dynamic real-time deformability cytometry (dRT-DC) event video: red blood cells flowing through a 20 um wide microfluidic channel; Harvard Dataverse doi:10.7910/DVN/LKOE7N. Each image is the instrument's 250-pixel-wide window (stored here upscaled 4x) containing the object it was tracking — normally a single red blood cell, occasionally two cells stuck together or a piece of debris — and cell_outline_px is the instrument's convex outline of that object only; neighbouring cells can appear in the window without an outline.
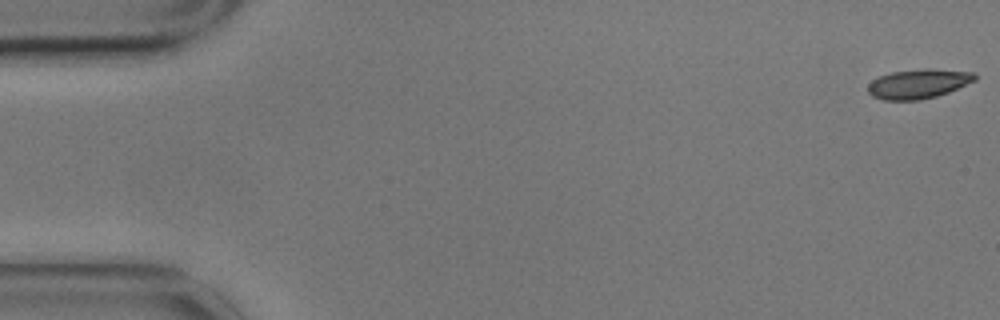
{"species": "common noctule bat (a hibernating species)", "species_latin": "Nyctalus noctula", "temperature_condition": "cold", "stored_images_in_passage": 57, "camera_frame_rate_fps": 3000, "um_per_image_px": 0.085, "animal": {"sex": "male", "body_mass_g": 17.9}, "frame": {"image": 1, "passage_image": 1, "time_ms": 0.0, "image_size_px": [1000, 320], "cell_outline_px": [[976, 80], [948, 92], [936, 96], [920, 100], [884, 100], [872, 96], [868, 92], [868, 84], [872, 80], [880, 76], [892, 72], [924, 68], [928, 68], [976, 72]], "centroid_in_image_um": [78.07, 7.11], "position_along_channel_um": 6.9, "area_um2": 18.38}}
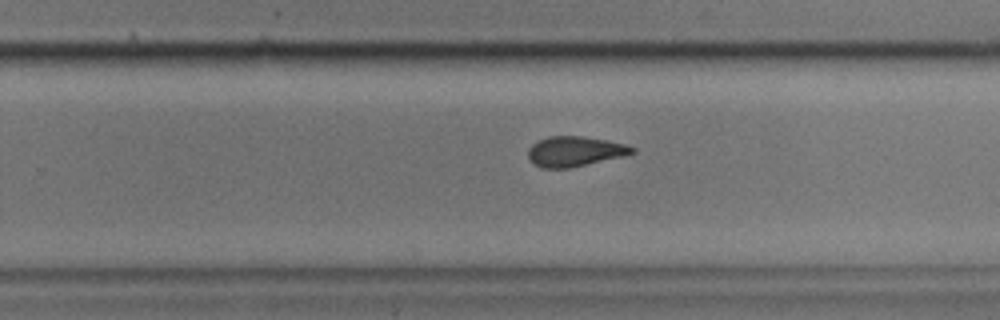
{"frame": {"image": 2, "passage_image": 36, "time_ms": 11.667, "image_size_px": [1000, 320], "cell_outline_px": [[636, 152], [624, 156], [572, 168], [540, 168], [532, 164], [528, 160], [528, 148], [532, 144], [548, 136], [584, 136], [608, 140], [628, 144], [636, 148]], "centroid_in_image_um": [48.87, 12.87], "position_along_channel_um": 280.9, "area_um2": 18.67}}
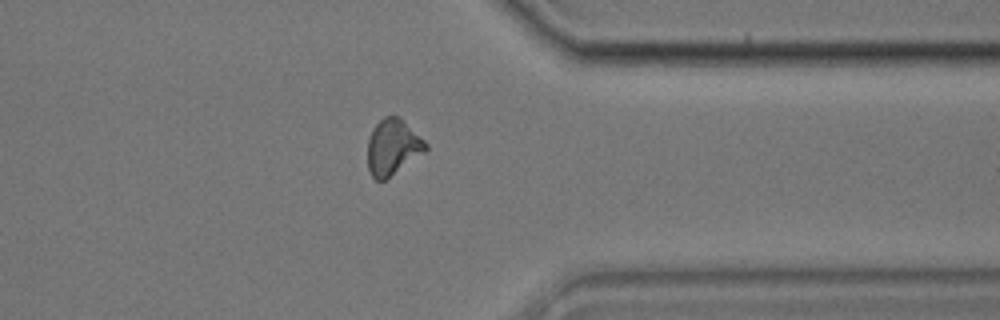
{"frame": {"image": 3, "passage_image": 45, "time_ms": 14.667, "image_size_px": [1000, 320], "cell_outline_px": [[428, 148], [424, 152], [384, 180], [376, 180], [372, 176], [368, 168], [368, 140], [372, 128], [384, 116], [400, 116], [428, 144]], "centroid_in_image_um": [33.37, 12.47], "position_along_channel_um": 378.0, "area_um2": 18.67}, "authors_computed_cell_mechanics": {"area_um2": 18.7272, "velocity_mm_per_s": 3.4814, "shape_relaxation_time_tau1_ms": null, "shape_relaxation_time_tau2_ms": 2.6613, "deformation_change_tau1": null, "deformation_change_tau2": 0.0795}}